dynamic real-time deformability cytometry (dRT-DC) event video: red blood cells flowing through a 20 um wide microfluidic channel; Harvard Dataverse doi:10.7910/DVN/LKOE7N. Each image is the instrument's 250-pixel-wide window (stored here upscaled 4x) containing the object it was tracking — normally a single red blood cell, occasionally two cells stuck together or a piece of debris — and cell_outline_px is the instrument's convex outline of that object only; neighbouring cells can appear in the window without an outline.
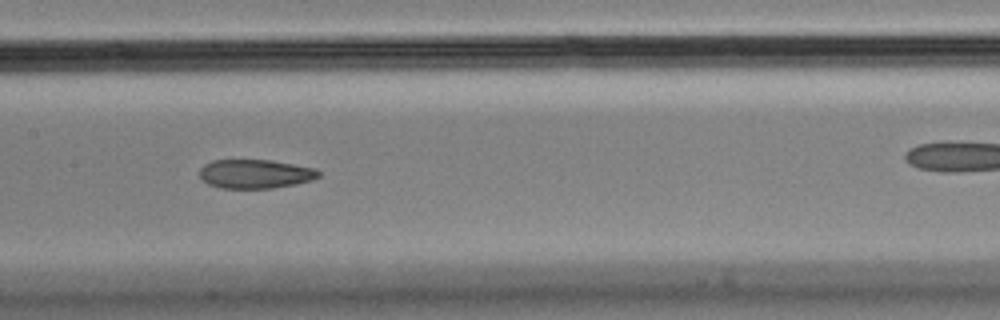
{"species": "Egyptian fruit bat (a non-hibernating species)", "species_latin": "Rousettus aegyptiacus", "temperature_condition": "cold", "stored_images_in_passage": 9, "camera_frame_rate_fps": 3000, "um_per_image_px": 0.085, "animal": {"sex": "male"}, "frame": {"image": 1, "passage_image": 8, "time_ms": 2.333, "image_size_px": [1000, 320], "cell_outline_px": [[320, 176], [312, 180], [296, 184], [272, 188], [220, 188], [208, 184], [200, 180], [200, 168], [204, 164], [212, 160], [272, 160], [316, 168], [320, 172]], "centroid_in_image_um": [21.69, 14.78], "position_along_channel_um": 185.7, "area_um2": 20.29}}